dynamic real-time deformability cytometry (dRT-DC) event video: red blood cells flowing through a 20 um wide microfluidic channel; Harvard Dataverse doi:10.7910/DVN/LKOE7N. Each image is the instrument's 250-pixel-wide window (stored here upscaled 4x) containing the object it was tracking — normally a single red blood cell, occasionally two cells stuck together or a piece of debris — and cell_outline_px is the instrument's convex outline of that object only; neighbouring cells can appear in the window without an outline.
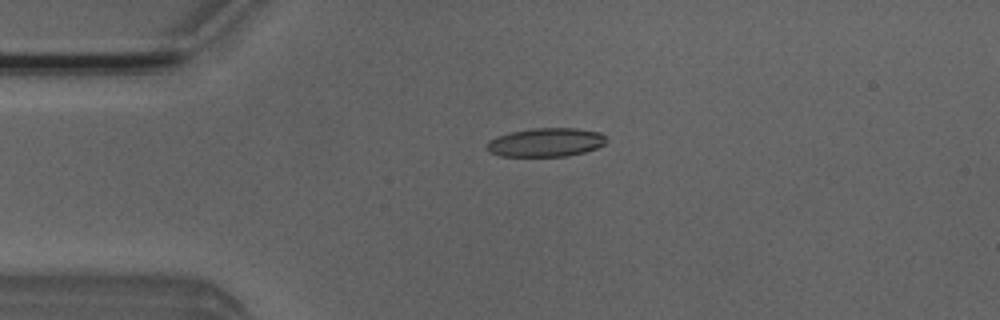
{"species": "Egyptian fruit bat (a non-hibernating species)", "species_latin": "Rousettus aegyptiacus", "temperature_condition": "room temperature", "stored_images_in_passage": 5, "camera_frame_rate_fps": 3000, "um_per_image_px": 0.085, "animal": {"sex": "male"}, "frame": {"image": 1, "passage_image": 4, "time_ms": 1.0, "image_size_px": [1000, 320], "cell_outline_px": [[604, 144], [596, 148], [584, 152], [568, 156], [500, 156], [488, 152], [488, 140], [496, 136], [508, 132], [536, 128], [576, 128], [600, 132], [604, 136]], "centroid_in_image_um": [46.36, 12.1], "position_along_channel_um": 38.6, "area_um2": 19.94}}